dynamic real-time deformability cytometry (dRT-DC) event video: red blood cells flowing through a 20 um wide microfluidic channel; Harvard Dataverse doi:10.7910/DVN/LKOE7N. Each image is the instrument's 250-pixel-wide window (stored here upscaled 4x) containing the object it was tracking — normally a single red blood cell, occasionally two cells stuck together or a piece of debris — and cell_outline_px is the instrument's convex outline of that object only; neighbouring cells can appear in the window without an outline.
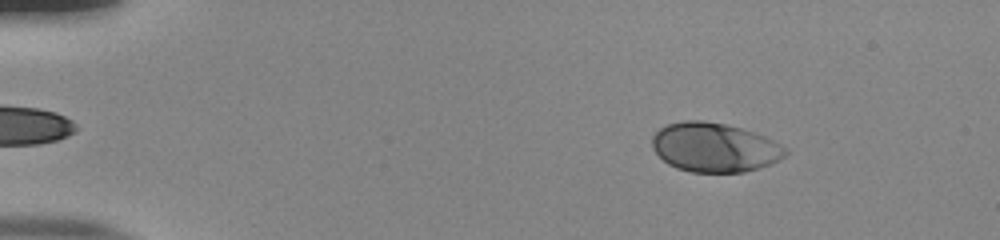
{"species": "human", "species_latin": "Homo sapiens", "temperature_condition": "room temperature", "stored_images_in_passage": 51, "camera_frame_rate_fps": 3000, "um_per_image_px": 0.085, "donor": {"sex": "male"}, "frame": {"image": 1, "passage_image": 5, "time_ms": 1.333, "image_size_px": [1000, 240], "cell_outline_px": [[788, 152], [784, 156], [768, 164], [744, 172], [692, 172], [676, 168], [668, 164], [652, 148], [652, 136], [660, 128], [668, 124], [684, 120], [704, 120], [724, 124], [756, 132], [788, 148]], "centroid_in_image_um": [60.71, 12.52], "position_along_channel_um": 24.3, "area_um2": 38.03}}
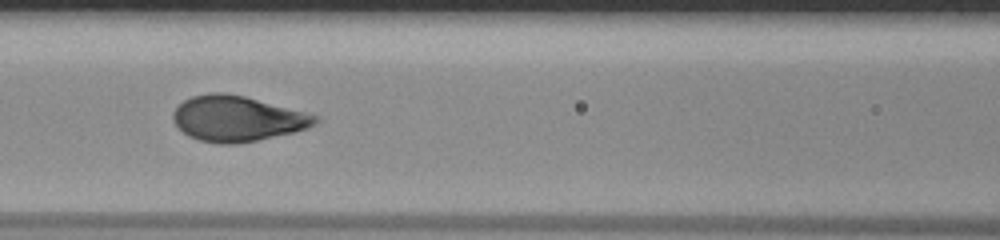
{"frame": {"image": 2, "passage_image": 22, "time_ms": 7.0, "image_size_px": [1000, 240], "cell_outline_px": [[320, 120], [316, 124], [308, 128], [292, 132], [256, 140], [236, 144], [220, 144], [200, 140], [188, 136], [172, 120], [172, 112], [184, 100], [192, 96], [208, 92], [224, 92], [244, 96], [320, 116]], "centroid_in_image_um": [20.15, 10.07], "position_along_channel_um": 146.4, "area_um2": 37.51}}
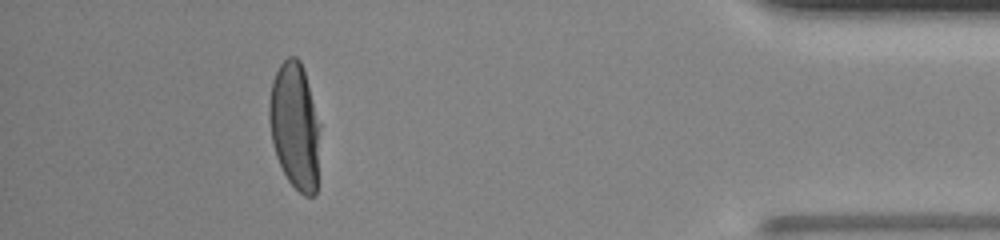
{"frame": {"image": 3, "passage_image": 46, "time_ms": 15.0, "image_size_px": [1000, 240], "cell_outline_px": [[320, 128], [316, 196], [304, 196], [288, 180], [276, 156], [272, 140], [268, 116], [268, 104], [272, 80], [280, 64], [288, 56], [296, 56], [300, 60], [304, 72], [320, 124]], "centroid_in_image_um": [25.06, 10.71], "position_along_channel_um": 410.1, "area_um2": 37.51}, "authors_computed_cell_mechanics": {"area_um2": 37.8012, "velocity_mm_per_s": 3.8631, "shape_relaxation_time_tau1_ms": 3.7534, "shape_relaxation_time_tau2_ms": null, "deformation_change_tau1": 0.2019, "deformation_change_tau2": null}}